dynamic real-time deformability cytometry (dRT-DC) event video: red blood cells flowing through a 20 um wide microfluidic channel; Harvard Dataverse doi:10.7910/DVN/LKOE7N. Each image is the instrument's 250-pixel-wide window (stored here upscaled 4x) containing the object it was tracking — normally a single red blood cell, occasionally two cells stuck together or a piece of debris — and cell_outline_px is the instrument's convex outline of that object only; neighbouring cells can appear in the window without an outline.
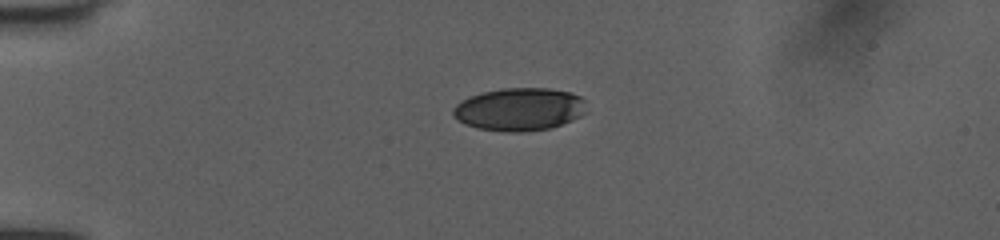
{"species": "human", "species_latin": "Homo sapiens", "temperature_condition": "room temperature", "stored_images_in_passage": 39, "camera_frame_rate_fps": 3000, "um_per_image_px": 0.085, "donor": {"sex": "female"}, "frame": {"image": 1, "passage_image": 1, "time_ms": 0.0, "image_size_px": [1000, 240], "cell_outline_px": [[588, 112], [572, 120], [552, 128], [524, 132], [504, 132], [476, 128], [464, 124], [452, 116], [452, 108], [460, 100], [468, 96], [500, 88], [548, 88], [572, 92], [580, 96], [584, 100]], "centroid_in_image_um": [44.14, 9.29], "position_along_channel_um": 40.9, "area_um2": 33.93}}
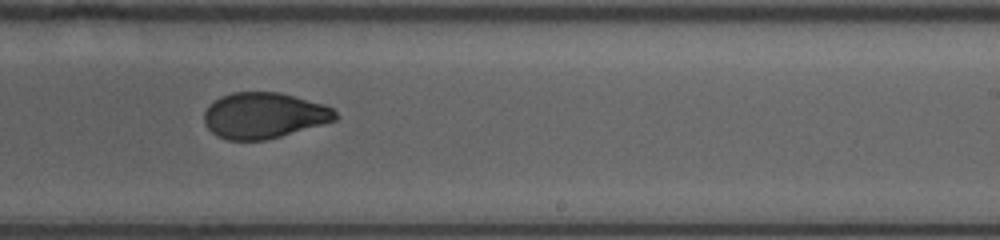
{"frame": {"image": 2, "passage_image": 21, "time_ms": 6.667, "image_size_px": [1000, 240], "cell_outline_px": [[340, 116], [336, 120], [280, 136], [264, 140], [228, 140], [216, 136], [204, 124], [204, 112], [220, 96], [232, 92], [280, 92], [324, 104], [332, 108]], "centroid_in_image_um": [22.44, 9.81], "position_along_channel_um": 266.6, "area_um2": 34.97}}
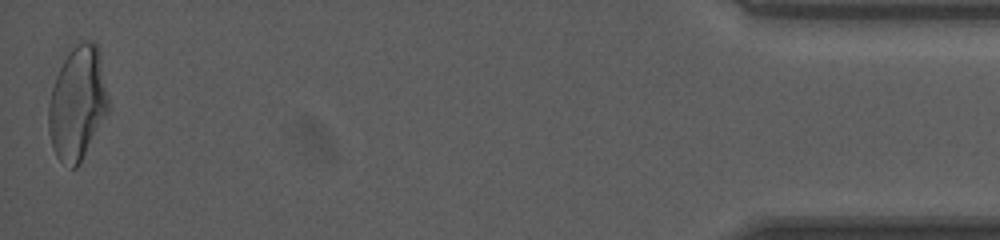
{"frame": {"image": 3, "passage_image": 39, "time_ms": 12.667, "image_size_px": [1000, 240], "cell_outline_px": [[108, 112], [80, 164], [76, 168], [72, 168], [60, 160], [56, 156], [52, 148], [48, 132], [48, 104], [52, 88], [56, 76], [68, 52], [72, 48], [84, 40], [92, 40], [96, 44], [100, 52], [108, 100]], "centroid_in_image_um": [6.58, 8.8], "position_along_channel_um": 428.6, "area_um2": 39.54}, "authors_computed_cell_mechanics": {"area_um2": 36.414, "velocity_mm_per_s": 4.0537, "shape_relaxation_time_tau1_ms": 4.7923, "shape_relaxation_time_tau2_ms": 1.4104, "deformation_change_tau1": 0.1531, "deformation_change_tau2": 0.0613}}